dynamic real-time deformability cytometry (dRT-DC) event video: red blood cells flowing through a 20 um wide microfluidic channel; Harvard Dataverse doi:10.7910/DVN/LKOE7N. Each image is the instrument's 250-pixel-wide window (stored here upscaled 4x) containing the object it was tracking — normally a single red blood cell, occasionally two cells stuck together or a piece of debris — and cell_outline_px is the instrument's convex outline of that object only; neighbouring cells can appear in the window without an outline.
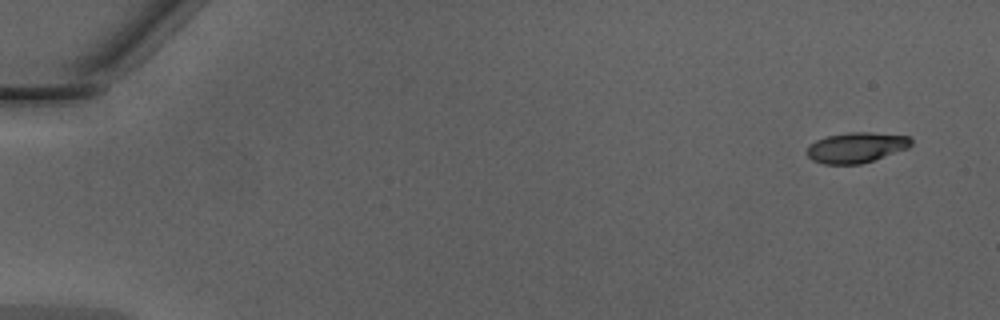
{"species": "Egyptian fruit bat (a non-hibernating species)", "species_latin": "Rousettus aegyptiacus", "temperature_condition": "warm", "stored_images_in_passage": 47, "camera_frame_rate_fps": 3000, "um_per_image_px": 0.085, "animal": {"sex": "male"}, "frame": {"image": 1, "passage_image": 1, "time_ms": 0.0, "image_size_px": [1000, 320], "cell_outline_px": [[912, 144], [908, 148], [860, 164], [824, 164], [812, 160], [804, 152], [808, 144], [816, 140], [828, 136], [848, 132], [868, 132], [908, 136], [912, 140]], "centroid_in_image_um": [72.73, 12.54], "position_along_channel_um": 12.3, "area_um2": 18.44}}
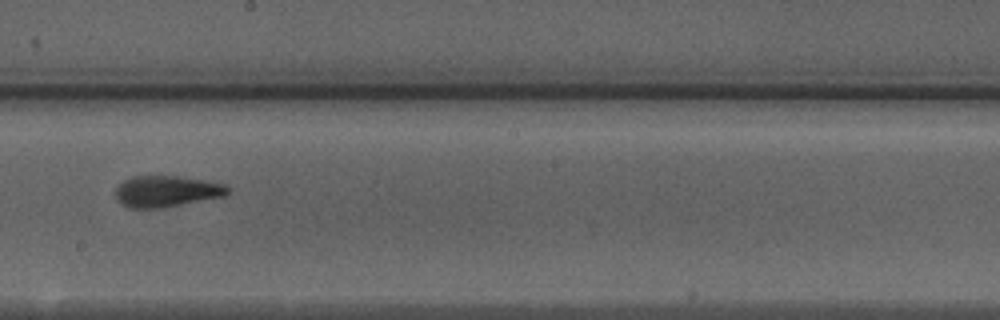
{"frame": {"image": 2, "passage_image": 27, "time_ms": 8.667, "image_size_px": [1000, 320], "cell_outline_px": [[228, 192], [224, 196], [160, 208], [128, 208], [120, 204], [116, 200], [116, 188], [124, 180], [132, 176], [176, 176], [204, 180], [224, 184], [228, 188]], "centroid_in_image_um": [14.1, 16.26], "position_along_channel_um": 234.1, "area_um2": 20.29}}
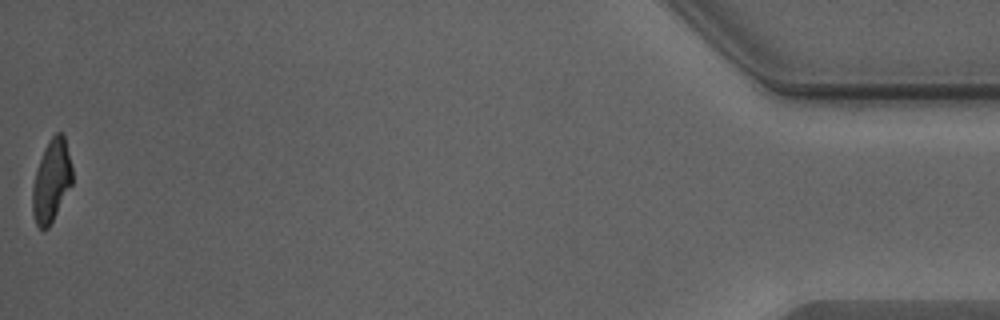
{"frame": {"image": 3, "passage_image": 47, "time_ms": 15.333, "image_size_px": [1000, 320], "cell_outline_px": [[72, 184], [48, 228], [40, 228], [36, 224], [32, 212], [32, 188], [36, 172], [44, 148], [48, 140], [56, 132], [64, 132], [72, 168]], "centroid_in_image_um": [4.38, 15.33], "position_along_channel_um": 430.8, "area_um2": 18.96}, "authors_computed_cell_mechanics": {"area_um2": 20.1144, "velocity_mm_per_s": 4.318, "shape_relaxation_time_tau1_ms": 3.2464, "shape_relaxation_time_tau2_ms": 1.2961, "deformation_change_tau1": 0.1822, "deformation_change_tau2": 0.0913}}